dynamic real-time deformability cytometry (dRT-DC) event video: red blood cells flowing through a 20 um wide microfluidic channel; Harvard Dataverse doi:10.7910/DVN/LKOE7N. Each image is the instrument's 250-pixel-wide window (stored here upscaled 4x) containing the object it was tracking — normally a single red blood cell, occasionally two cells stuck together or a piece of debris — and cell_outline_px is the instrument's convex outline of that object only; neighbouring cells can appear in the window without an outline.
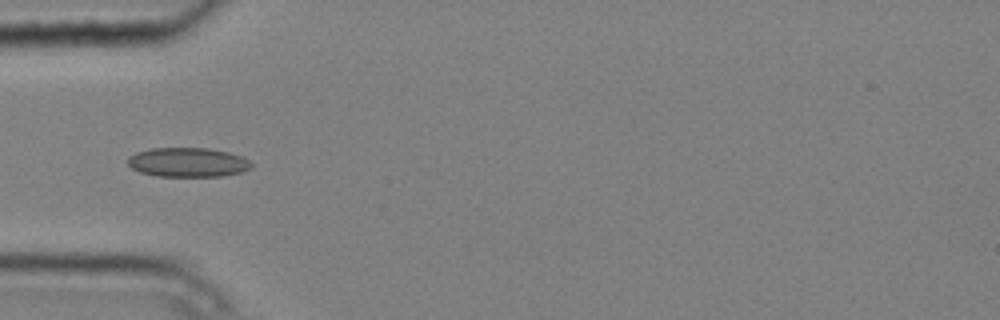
{"species": "common noctule bat (a hibernating species)", "species_latin": "Nyctalus noctula", "temperature_condition": "cold", "stored_images_in_passage": 9, "camera_frame_rate_fps": 3000, "um_per_image_px": 0.085, "animal": {"sex": "male", "body_mass_g": 20.4}, "frame": {"image": 1, "passage_image": 3, "time_ms": 0.667, "image_size_px": [1000, 320], "cell_outline_px": [[252, 168], [240, 172], [220, 176], [156, 176], [140, 172], [132, 168], [128, 164], [128, 156], [136, 152], [148, 148], [208, 148], [228, 152], [240, 156], [248, 160], [252, 164]], "centroid_in_image_um": [15.93, 13.79], "position_along_channel_um": 69.1, "area_um2": 21.1}}
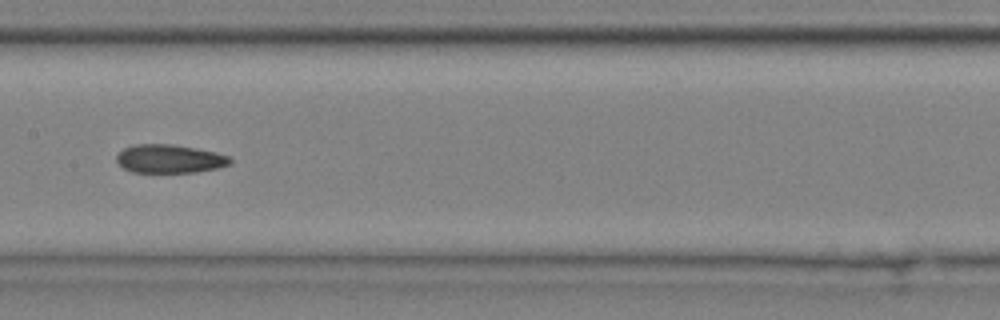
{"frame": {"image": 2, "passage_image": 6, "time_ms": 1.667, "image_size_px": [1000, 320], "cell_outline_px": [[232, 164], [216, 168], [196, 172], [132, 172], [124, 168], [116, 160], [116, 156], [124, 148], [136, 144], [172, 144], [196, 148], [216, 152], [228, 156], [232, 160]], "centroid_in_image_um": [14.43, 13.49], "position_along_channel_um": 193.0, "area_um2": 18.79}}
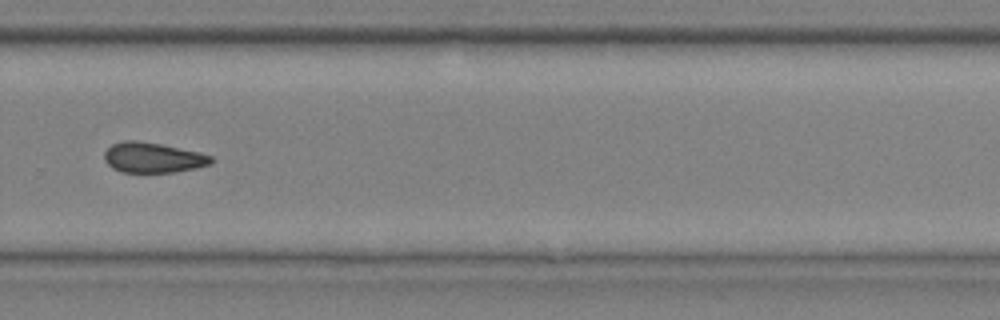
{"frame": {"image": 3, "passage_image": 9, "time_ms": 2.667, "image_size_px": [1000, 320], "cell_outline_px": [[212, 164], [196, 168], [176, 172], [120, 172], [112, 168], [104, 160], [104, 152], [112, 144], [124, 140], [136, 140], [160, 144], [200, 152], [212, 156]], "centroid_in_image_um": [12.99, 13.4], "position_along_channel_um": 316.8, "area_um2": 18.9}}